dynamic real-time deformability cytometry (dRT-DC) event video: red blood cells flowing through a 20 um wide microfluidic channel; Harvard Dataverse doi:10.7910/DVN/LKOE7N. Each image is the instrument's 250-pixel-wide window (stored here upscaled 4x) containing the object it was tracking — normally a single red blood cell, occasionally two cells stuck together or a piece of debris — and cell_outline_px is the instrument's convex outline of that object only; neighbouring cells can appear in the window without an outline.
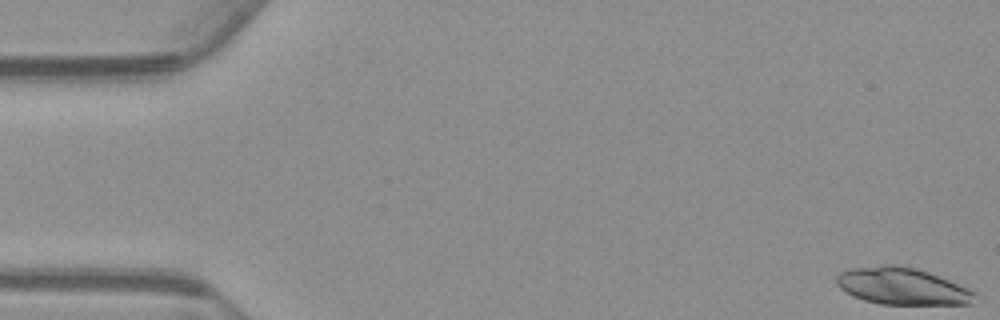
{"species": "common noctule bat (a hibernating species)", "species_latin": "Nyctalus noctula", "temperature_condition": "warm", "stored_images_in_passage": 41, "camera_frame_rate_fps": 3000, "um_per_image_px": 0.085, "animal": {"sex": "male", "body_mass_g": 23.1, "forearm_length_mm": 52.7}, "frame": {"image": 1, "passage_image": 1, "time_ms": 0.0, "image_size_px": [1000, 320], "cell_outline_px": [[976, 292], [972, 304], [880, 304], [864, 300], [852, 296], [840, 288], [836, 284], [836, 276], [840, 272], [852, 268], [884, 264], [892, 264], [916, 268], [928, 272], [968, 288]], "centroid_in_image_um": [76.65, 24.32], "position_along_channel_um": 8.4, "area_um2": 29.71}}
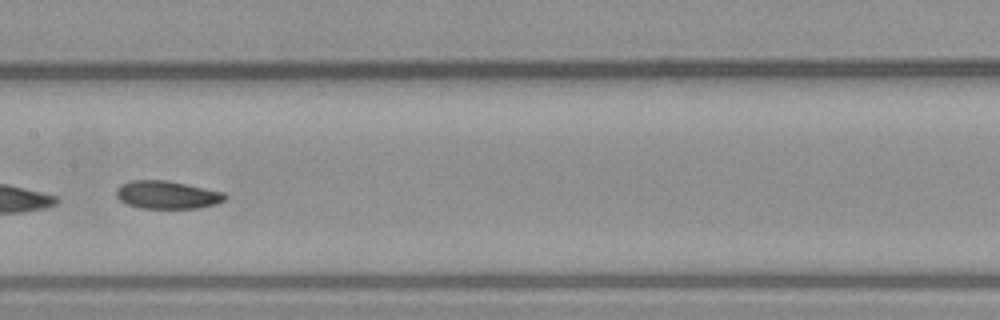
{"frame": {"image": 2, "passage_image": 28, "time_ms": 9.0, "image_size_px": [1000, 320], "cell_outline_px": [[228, 196], [224, 200], [216, 204], [200, 208], [140, 208], [128, 204], [120, 200], [116, 196], [116, 188], [120, 184], [132, 180], [164, 180], [224, 192]], "centroid_in_image_um": [14.19, 16.56], "position_along_channel_um": 193.2, "area_um2": 17.63}}